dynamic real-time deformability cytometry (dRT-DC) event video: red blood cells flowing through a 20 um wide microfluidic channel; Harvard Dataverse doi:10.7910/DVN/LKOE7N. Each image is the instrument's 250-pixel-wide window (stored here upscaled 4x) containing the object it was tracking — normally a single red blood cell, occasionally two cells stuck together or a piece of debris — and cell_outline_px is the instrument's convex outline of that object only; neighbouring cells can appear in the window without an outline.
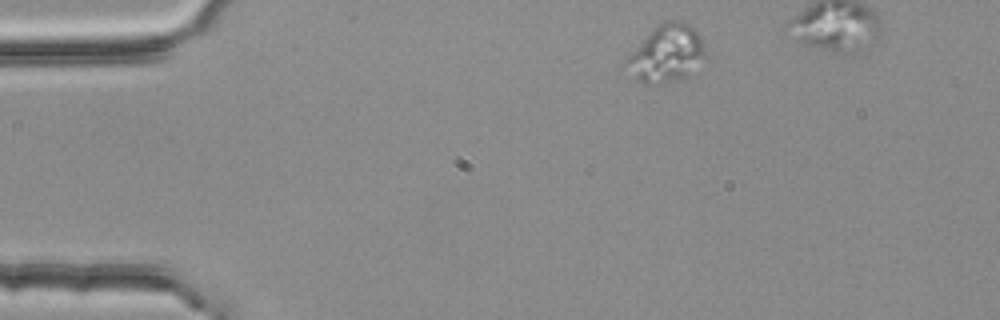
{"species": "common noctule bat (a hibernating species)", "species_latin": "Nyctalus noctula", "temperature_condition": "room temperature", "stored_images_in_passage": 5, "camera_frame_rate_fps": 3000, "um_per_image_px": 0.085, "animal": {"sex": "female", "body_mass_g": 25.1}, "frame": {"image": 1, "passage_image": 1, "time_ms": 0.0, "image_size_px": [1000, 320], "cell_outline_px": [[708, 56], [684, 76], [664, 84], [644, 84], [620, 68], [624, 60], [664, 20], [684, 20], [696, 28]], "centroid_in_image_um": [56.63, 4.57], "position_along_channel_um": 28.4, "area_um2": 26.3}}
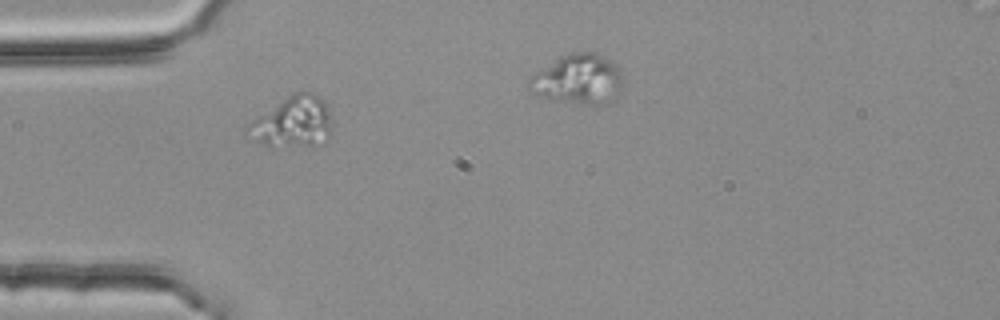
{"frame": {"image": 2, "passage_image": 3, "time_ms": 0.667, "image_size_px": [1000, 320], "cell_outline_px": [[332, 128], [328, 140], [324, 144], [268, 148], [244, 132], [244, 128], [256, 116], [288, 96], [296, 92], [312, 92], [320, 96], [324, 100], [328, 108], [332, 124]], "centroid_in_image_um": [24.89, 10.4], "position_along_channel_um": 60.1, "area_um2": 25.55}}
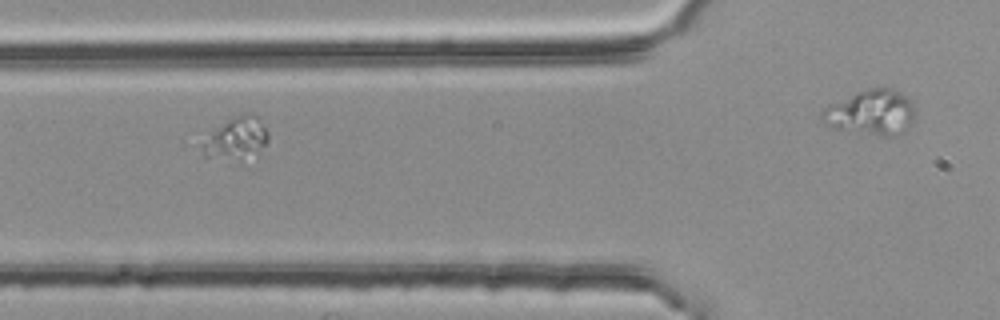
{"frame": {"image": 3, "passage_image": 4, "time_ms": 1.0, "image_size_px": [1000, 320], "cell_outline_px": [[268, 144], [240, 164], [204, 156], [200, 144], [212, 132], [228, 120], [252, 112], [256, 116], [268, 132]], "centroid_in_image_um": [20.08, 11.86], "position_along_channel_um": 105.7, "area_um2": 16.42}}